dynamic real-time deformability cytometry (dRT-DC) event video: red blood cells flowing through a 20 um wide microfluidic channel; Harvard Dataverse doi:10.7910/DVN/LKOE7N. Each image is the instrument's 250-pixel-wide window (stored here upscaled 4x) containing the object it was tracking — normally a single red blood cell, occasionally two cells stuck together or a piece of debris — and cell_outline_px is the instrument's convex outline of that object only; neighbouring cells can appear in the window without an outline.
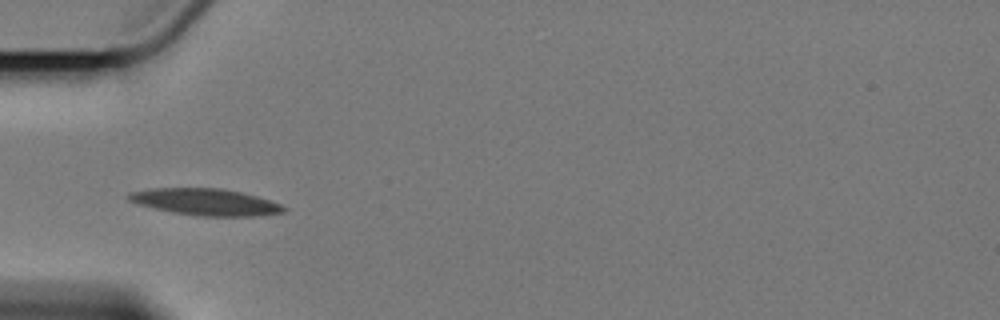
{"species": "Egyptian fruit bat (a non-hibernating species)", "species_latin": "Rousettus aegyptiacus", "temperature_condition": "cold", "stored_images_in_passage": 4, "camera_frame_rate_fps": 3000, "um_per_image_px": 0.085, "animal": {"sex": "female"}, "frame": {"image": 1, "passage_image": 4, "time_ms": 3.667, "image_size_px": [1000, 320], "cell_outline_px": [[288, 208], [284, 212], [264, 216], [200, 216], [172, 212], [152, 208], [136, 204], [128, 200], [128, 192], [156, 188], [220, 188], [240, 192], [256, 196], [280, 204]], "centroid_in_image_um": [17.47, 17.18], "position_along_channel_um": 67.5, "area_um2": 24.16}}